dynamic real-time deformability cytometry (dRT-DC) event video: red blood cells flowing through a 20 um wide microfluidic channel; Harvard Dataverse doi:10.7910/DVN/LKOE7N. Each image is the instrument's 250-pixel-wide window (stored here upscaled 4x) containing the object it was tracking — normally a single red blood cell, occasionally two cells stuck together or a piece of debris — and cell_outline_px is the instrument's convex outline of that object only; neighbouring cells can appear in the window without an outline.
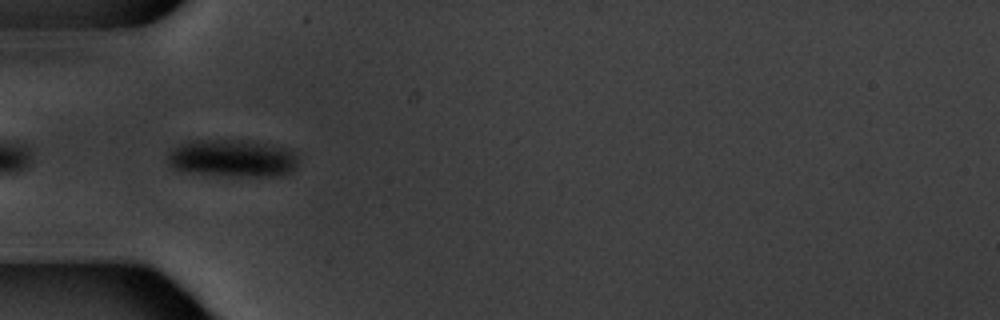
{"species": "common noctule bat (a hibernating species)", "species_latin": "Nyctalus noctula", "temperature_condition": "warm", "stored_images_in_passage": 6, "camera_frame_rate_fps": 3000, "um_per_image_px": 0.085, "animal": {"sex": "male", "body_mass_g": 20.1, "forearm_length_mm": 53.5}, "frame": {"image": 1, "passage_image": 5, "time_ms": 5.667, "image_size_px": [1000, 320], "cell_outline_px": [[296, 168], [280, 176], [236, 176], [188, 172], [172, 168], [168, 164], [168, 152], [172, 148], [188, 140], [244, 140], [268, 144], [284, 148], [296, 152]], "centroid_in_image_um": [19.72, 13.45], "position_along_channel_um": 65.3, "area_um2": 28.5}}
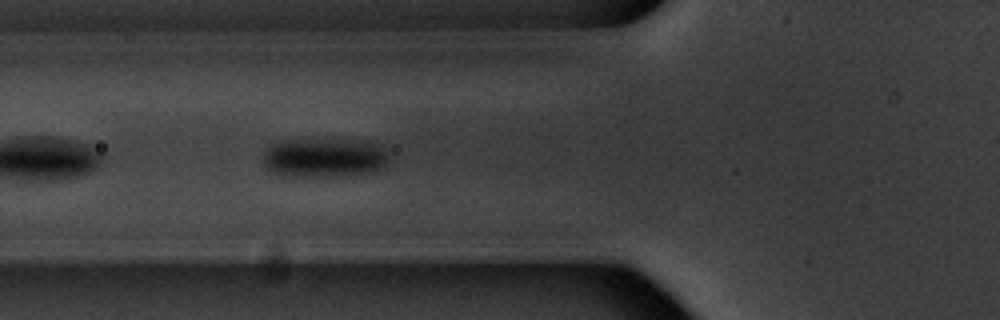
{"frame": {"image": 2, "passage_image": 6, "time_ms": 6.667, "image_size_px": [1000, 320], "cell_outline_px": [[388, 164], [384, 168], [364, 172], [328, 176], [284, 176], [272, 172], [264, 164], [264, 152], [272, 144], [284, 140], [368, 140], [380, 144], [384, 148], [388, 156]], "centroid_in_image_um": [27.59, 13.38], "position_along_channel_um": 98.2, "area_um2": 28.61}}